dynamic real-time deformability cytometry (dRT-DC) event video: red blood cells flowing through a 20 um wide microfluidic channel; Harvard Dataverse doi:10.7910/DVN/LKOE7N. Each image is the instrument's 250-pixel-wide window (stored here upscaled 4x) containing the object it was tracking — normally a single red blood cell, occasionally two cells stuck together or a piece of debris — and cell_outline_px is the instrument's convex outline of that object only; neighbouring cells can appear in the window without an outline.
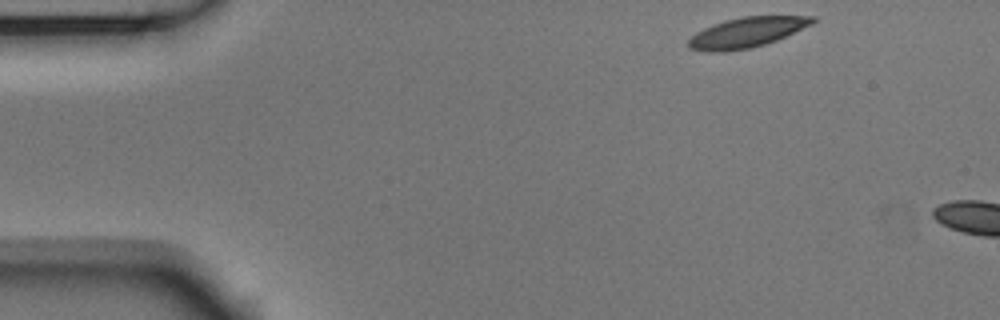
{"species": "Egyptian fruit bat (a non-hibernating species)", "species_latin": "Rousettus aegyptiacus", "temperature_condition": "room temperature", "stored_images_in_passage": 8, "camera_frame_rate_fps": 3000, "um_per_image_px": 0.085, "animal": {"sex": "male"}, "frame": {"image": 1, "passage_image": 1, "time_ms": 0.0, "image_size_px": [1000, 320], "cell_outline_px": [[816, 20], [812, 24], [776, 40], [752, 48], [724, 52], [708, 52], [688, 48], [688, 40], [696, 32], [712, 24], [724, 20], [744, 16], [816, 16]], "centroid_in_image_um": [63.44, 2.76], "position_along_channel_um": 21.6, "area_um2": 21.79}}